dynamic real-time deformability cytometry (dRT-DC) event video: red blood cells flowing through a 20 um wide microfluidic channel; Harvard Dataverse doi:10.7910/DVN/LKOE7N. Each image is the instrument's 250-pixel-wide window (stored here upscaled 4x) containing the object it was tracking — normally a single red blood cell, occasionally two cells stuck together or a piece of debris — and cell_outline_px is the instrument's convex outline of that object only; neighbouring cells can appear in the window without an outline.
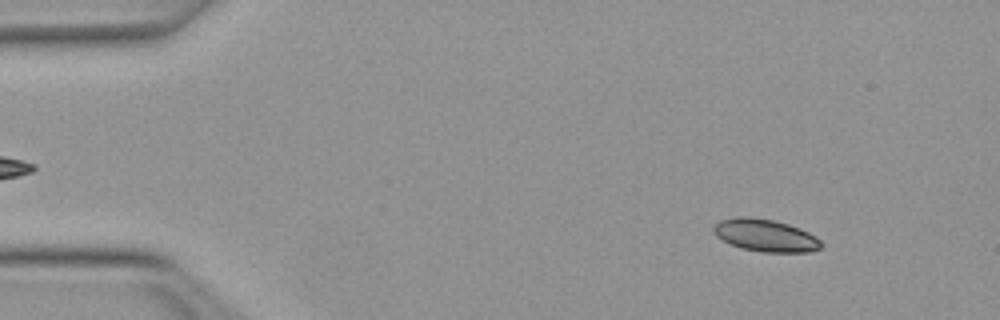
{"species": "Egyptian fruit bat (a non-hibernating species)", "species_latin": "Rousettus aegyptiacus", "temperature_condition": "warm", "stored_images_in_passage": 52, "camera_frame_rate_fps": 3000, "um_per_image_px": 0.085, "animal": {"sex": "female"}, "frame": {"image": 1, "passage_image": 6, "time_ms": 1.667, "image_size_px": [1000, 320], "cell_outline_px": [[824, 244], [820, 248], [808, 252], [760, 252], [740, 248], [716, 236], [712, 232], [712, 228], [720, 220], [736, 216], [748, 216], [772, 220], [788, 224], [800, 228], [816, 236]], "centroid_in_image_um": [65.06, 20.0], "position_along_channel_um": 19.9, "area_um2": 20.4}}
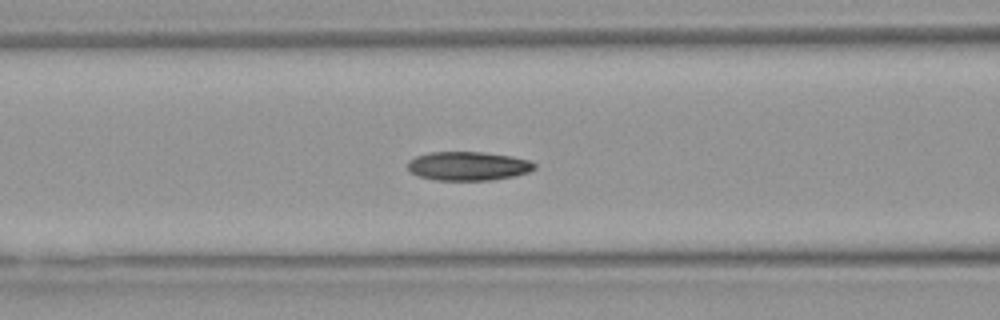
{"frame": {"image": 2, "passage_image": 21, "time_ms": 6.667, "image_size_px": [1000, 320], "cell_outline_px": [[536, 168], [528, 172], [516, 176], [492, 180], [436, 180], [420, 176], [412, 172], [408, 168], [408, 160], [416, 156], [428, 152], [480, 152], [512, 156], [528, 160], [536, 164]], "centroid_in_image_um": [39.81, 14.11], "position_along_channel_um": 126.8, "area_um2": 21.33}}
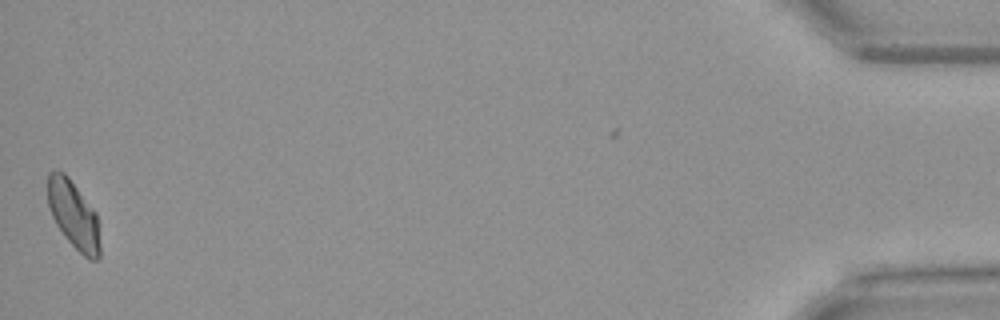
{"frame": {"image": 3, "passage_image": 51, "time_ms": 16.667, "image_size_px": [1000, 320], "cell_outline_px": [[100, 256], [96, 260], [88, 260], [64, 236], [56, 224], [52, 216], [48, 204], [48, 172], [64, 172], [68, 176], [96, 212], [100, 244]], "centroid_in_image_um": [6.27, 18.28], "position_along_channel_um": 428.9, "area_um2": 20.46}, "authors_computed_cell_mechanics": {"area_um2": 21.097, "velocity_mm_per_s": 3.9848, "shape_relaxation_time_tau1_ms": 4.3302, "shape_relaxation_time_tau2_ms": 5.3502, "deformation_change_tau1": 0.1131, "deformation_change_tau2": 0.1018}}